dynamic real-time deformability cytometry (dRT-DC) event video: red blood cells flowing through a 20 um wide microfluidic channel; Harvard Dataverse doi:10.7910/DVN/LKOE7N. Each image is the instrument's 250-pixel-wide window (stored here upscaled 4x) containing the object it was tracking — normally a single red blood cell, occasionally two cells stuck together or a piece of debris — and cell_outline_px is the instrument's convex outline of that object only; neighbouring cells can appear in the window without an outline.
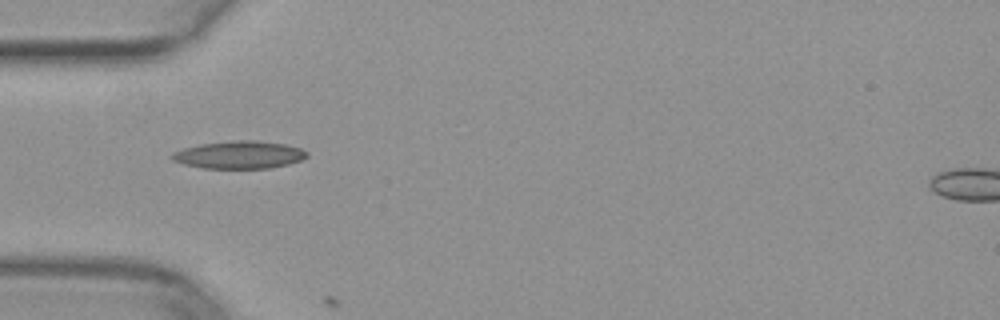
{"species": "common noctule bat (a hibernating species)", "species_latin": "Nyctalus noctula", "temperature_condition": "warm", "stored_images_in_passage": 17, "camera_frame_rate_fps": 3000, "um_per_image_px": 0.085, "animal": {"sex": "female", "body_mass_g": 29.2, "forearm_length_mm": 56.3}, "frame": {"image": 1, "passage_image": 16, "time_ms": 5.0, "image_size_px": [1000, 320], "cell_outline_px": [[308, 156], [300, 160], [288, 164], [268, 168], [204, 168], [184, 164], [172, 160], [172, 152], [184, 148], [200, 144], [232, 140], [256, 140], [284, 144], [300, 148], [308, 152]], "centroid_in_image_um": [20.33, 13.15], "position_along_channel_um": 64.7, "area_um2": 21.62}}